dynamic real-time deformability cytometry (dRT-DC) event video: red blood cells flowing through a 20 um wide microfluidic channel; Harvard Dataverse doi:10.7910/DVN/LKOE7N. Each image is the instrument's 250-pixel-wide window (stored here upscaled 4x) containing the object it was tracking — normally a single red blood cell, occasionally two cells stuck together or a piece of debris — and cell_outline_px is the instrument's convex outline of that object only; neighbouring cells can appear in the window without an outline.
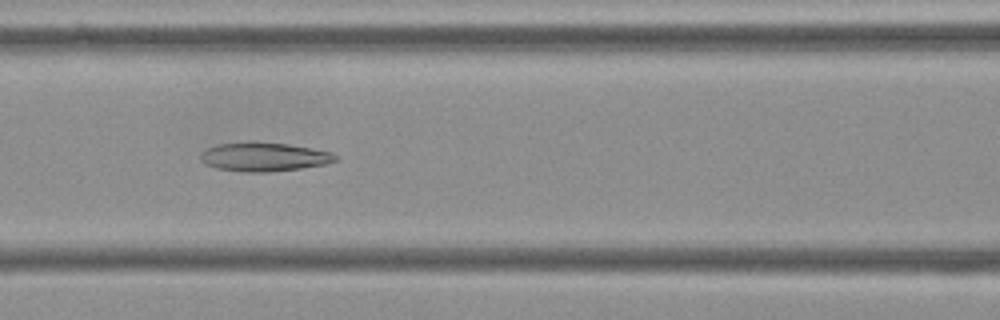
{"species": "Egyptian fruit bat (a non-hibernating species)", "species_latin": "Rousettus aegyptiacus", "temperature_condition": "cold", "stored_images_in_passage": 56, "camera_frame_rate_fps": 3000, "um_per_image_px": 0.085, "frame": {"image": 1, "passage_image": 24, "time_ms": 7.667, "image_size_px": [1000, 320], "cell_outline_px": [[340, 160], [324, 164], [300, 168], [268, 172], [248, 172], [216, 168], [204, 164], [200, 160], [200, 152], [216, 144], [252, 140], [288, 144], [332, 152], [340, 156]], "centroid_in_image_um": [22.43, 13.31], "position_along_channel_um": 144.2, "area_um2": 23.12}}
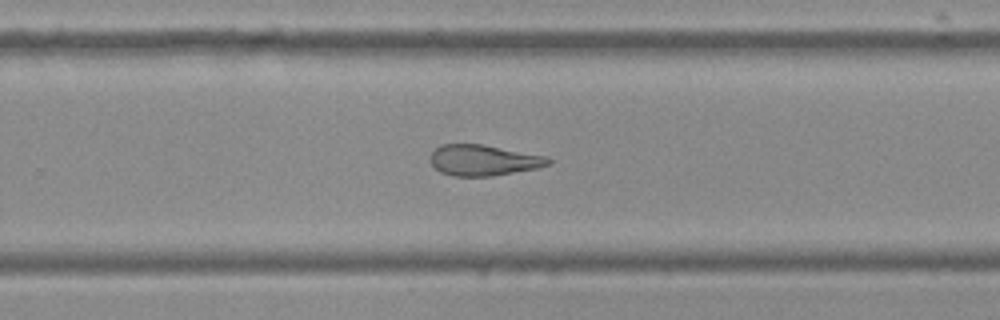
{"frame": {"image": 2, "passage_image": 36, "time_ms": 11.667, "image_size_px": [1000, 320], "cell_outline_px": [[552, 164], [536, 168], [492, 176], [452, 176], [440, 172], [432, 164], [432, 152], [440, 144], [484, 144], [548, 156], [552, 160]], "centroid_in_image_um": [41.14, 13.61], "position_along_channel_um": 288.7, "area_um2": 21.27}}
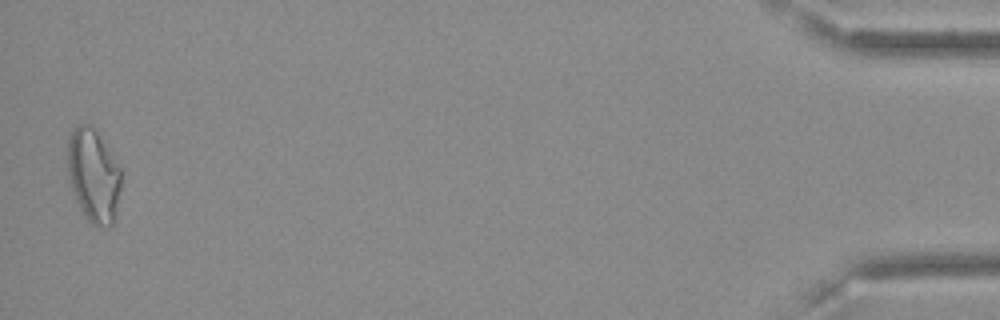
{"frame": {"image": 3, "passage_image": 55, "time_ms": 18.0, "image_size_px": [1000, 320], "cell_outline_px": [[120, 188], [116, 220], [108, 228], [104, 228], [92, 224], [84, 216], [72, 192], [68, 172], [68, 140], [72, 132], [80, 124], [92, 124], [120, 168]], "centroid_in_image_um": [7.95, 14.98], "position_along_channel_um": 427.2, "area_um2": 29.07}, "authors_computed_cell_mechanics": {"area_um2": 25.1141, "velocity_mm_per_s": 3.6181, "shape_relaxation_time_tau1_ms": null, "shape_relaxation_time_tau2_ms": 6.4008, "deformation_change_tau1": null, "deformation_change_tau2": 0.1725}}